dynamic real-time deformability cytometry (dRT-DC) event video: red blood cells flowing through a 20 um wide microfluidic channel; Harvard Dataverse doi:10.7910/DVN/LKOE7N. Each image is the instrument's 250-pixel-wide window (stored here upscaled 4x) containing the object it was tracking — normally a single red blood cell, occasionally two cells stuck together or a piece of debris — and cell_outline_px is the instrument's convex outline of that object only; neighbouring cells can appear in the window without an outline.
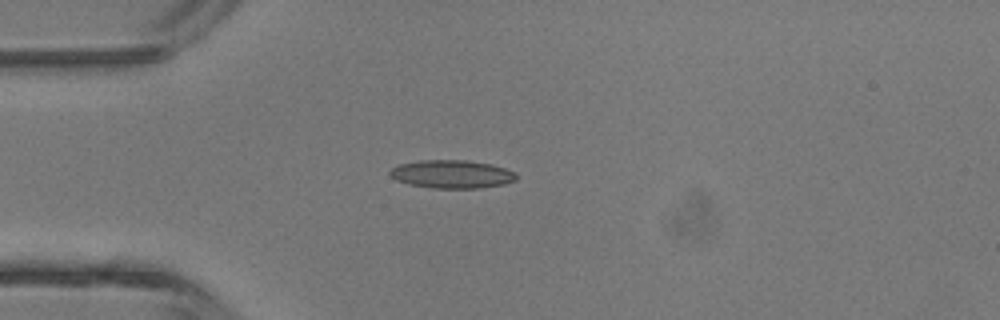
{"species": "common noctule bat (a hibernating species)", "species_latin": "Nyctalus noctula", "temperature_condition": "room temperature", "stored_images_in_passage": 1, "camera_frame_rate_fps": 3000, "um_per_image_px": 0.085, "animal": {"sex": "male", "body_mass_g": 13.3}, "frame": {"image": 1, "passage_image": 1, "time_ms": 0.0, "image_size_px": [1000, 320], "cell_outline_px": [[516, 180], [504, 184], [476, 188], [432, 188], [408, 184], [396, 180], [388, 172], [392, 168], [400, 164], [420, 160], [468, 160], [492, 164], [516, 172]], "centroid_in_image_um": [38.41, 14.8], "position_along_channel_um": 46.6, "area_um2": 20.75}}